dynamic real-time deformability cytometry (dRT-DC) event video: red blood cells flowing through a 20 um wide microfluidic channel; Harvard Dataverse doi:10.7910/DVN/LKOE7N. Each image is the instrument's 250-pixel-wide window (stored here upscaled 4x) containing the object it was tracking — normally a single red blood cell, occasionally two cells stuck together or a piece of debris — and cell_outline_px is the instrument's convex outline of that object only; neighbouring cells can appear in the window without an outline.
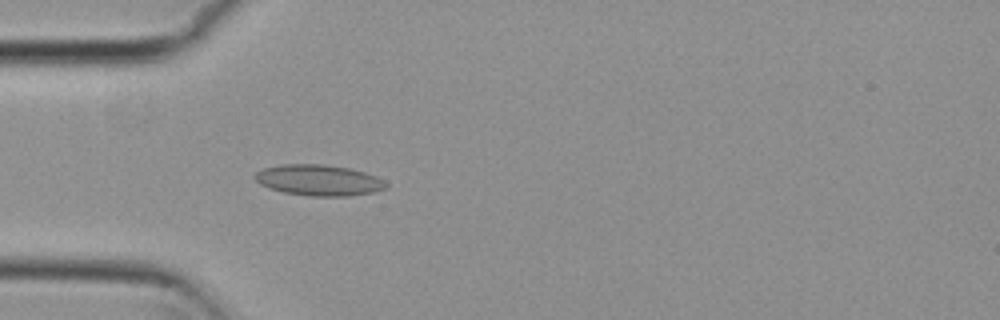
{"species": "common noctule bat (a hibernating species)", "species_latin": "Nyctalus noctula", "temperature_condition": "cold", "stored_images_in_passage": 48, "camera_frame_rate_fps": 3000, "um_per_image_px": 0.085, "animal": {"sex": "female", "body_mass_g": 29.2, "forearm_length_mm": 56.3}, "frame": {"image": 1, "passage_image": 10, "time_ms": 3.0, "image_size_px": [1000, 320], "cell_outline_px": [[388, 188], [372, 192], [348, 196], [312, 196], [284, 192], [268, 188], [260, 184], [252, 176], [256, 172], [264, 168], [280, 164], [324, 164], [348, 168], [364, 172], [376, 176], [384, 180], [388, 184]], "centroid_in_image_um": [27.09, 15.31], "position_along_channel_um": 57.9, "area_um2": 23.7}}
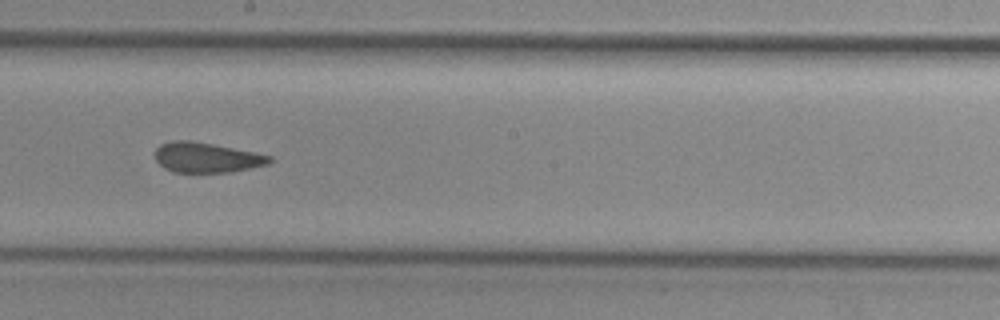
{"frame": {"image": 2, "passage_image": 24, "time_ms": 7.667, "image_size_px": [1000, 320], "cell_outline_px": [[272, 160], [268, 164], [232, 172], [172, 172], [164, 168], [156, 160], [156, 148], [160, 144], [172, 140], [192, 140], [272, 156]], "centroid_in_image_um": [17.53, 13.39], "position_along_channel_um": 230.7, "area_um2": 19.94}}
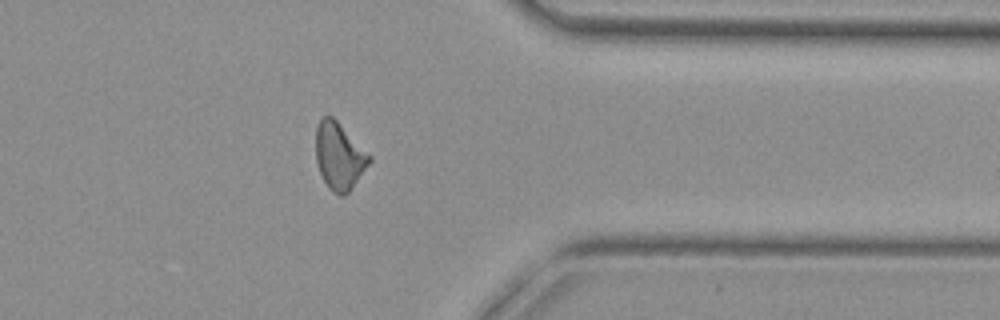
{"frame": {"image": 3, "passage_image": 37, "time_ms": 12.0, "image_size_px": [1000, 320], "cell_outline_px": [[372, 160], [352, 188], [344, 196], [340, 196], [332, 192], [328, 188], [320, 172], [316, 160], [316, 128], [320, 120], [324, 116], [332, 116], [372, 156]], "centroid_in_image_um": [28.84, 13.29], "position_along_channel_um": 382.6, "area_um2": 20.81}, "authors_computed_cell_mechanics": {"area_um2": 20.8658, "velocity_mm_per_s": 3.7841, "shape_relaxation_time_tau1_ms": null, "shape_relaxation_time_tau2_ms": 2.7412, "deformation_change_tau1": null, "deformation_change_tau2": 0.0784}}